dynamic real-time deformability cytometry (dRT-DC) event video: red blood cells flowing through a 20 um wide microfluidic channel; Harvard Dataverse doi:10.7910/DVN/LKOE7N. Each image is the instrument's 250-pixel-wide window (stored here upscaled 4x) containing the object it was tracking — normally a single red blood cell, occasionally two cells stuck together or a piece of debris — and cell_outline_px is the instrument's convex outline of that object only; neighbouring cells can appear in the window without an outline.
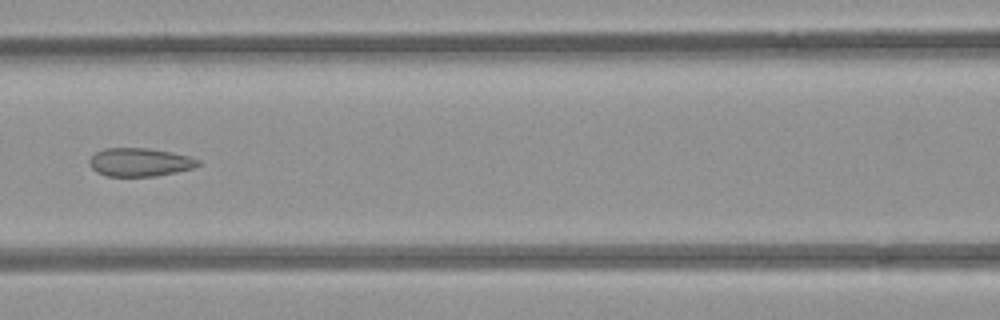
{"species": "common noctule bat (a hibernating species)", "species_latin": "Nyctalus noctula", "temperature_condition": "room temperature", "stored_images_in_passage": 5, "camera_frame_rate_fps": 3000, "um_per_image_px": 0.085, "animal": {"sex": "female", "body_mass_g": 21.9}, "frame": {"image": 1, "passage_image": 5, "time_ms": 5.333, "image_size_px": [1000, 320], "cell_outline_px": [[200, 164], [192, 168], [176, 172], [156, 176], [108, 176], [96, 172], [92, 168], [88, 160], [96, 152], [104, 148], [148, 148], [188, 156], [200, 160]], "centroid_in_image_um": [11.86, 13.79], "position_along_channel_um": 154.7, "area_um2": 17.8}}